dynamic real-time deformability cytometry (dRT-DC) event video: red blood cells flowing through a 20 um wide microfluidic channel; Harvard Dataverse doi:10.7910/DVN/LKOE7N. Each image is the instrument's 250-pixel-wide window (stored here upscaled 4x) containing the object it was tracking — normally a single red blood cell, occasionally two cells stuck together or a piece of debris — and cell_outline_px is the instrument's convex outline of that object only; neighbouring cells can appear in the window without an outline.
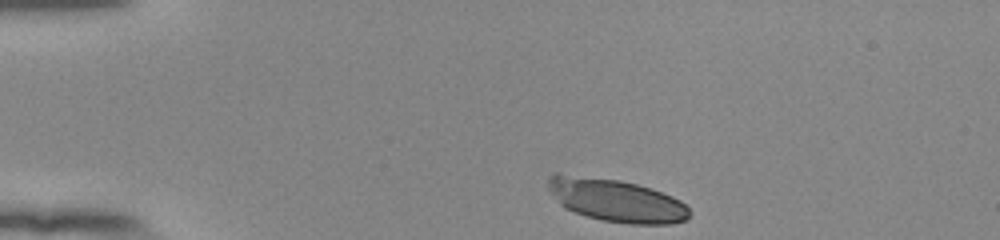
{"species": "human", "species_latin": "Homo sapiens", "temperature_condition": "room temperature", "stored_images_in_passage": 43, "camera_frame_rate_fps": 3000, "um_per_image_px": 0.085, "donor": {"sex": "female"}, "frame": {"image": 1, "passage_image": 1, "time_ms": 0.0, "image_size_px": [1000, 240], "cell_outline_px": [[692, 212], [688, 220], [672, 224], [632, 224], [604, 220], [588, 216], [564, 208], [560, 204], [548, 188], [548, 176], [556, 172], [560, 172], [620, 180], [652, 188], [672, 196], [680, 200]], "centroid_in_image_um": [52.38, 17.01], "position_along_channel_um": 32.6, "area_um2": 35.55}}